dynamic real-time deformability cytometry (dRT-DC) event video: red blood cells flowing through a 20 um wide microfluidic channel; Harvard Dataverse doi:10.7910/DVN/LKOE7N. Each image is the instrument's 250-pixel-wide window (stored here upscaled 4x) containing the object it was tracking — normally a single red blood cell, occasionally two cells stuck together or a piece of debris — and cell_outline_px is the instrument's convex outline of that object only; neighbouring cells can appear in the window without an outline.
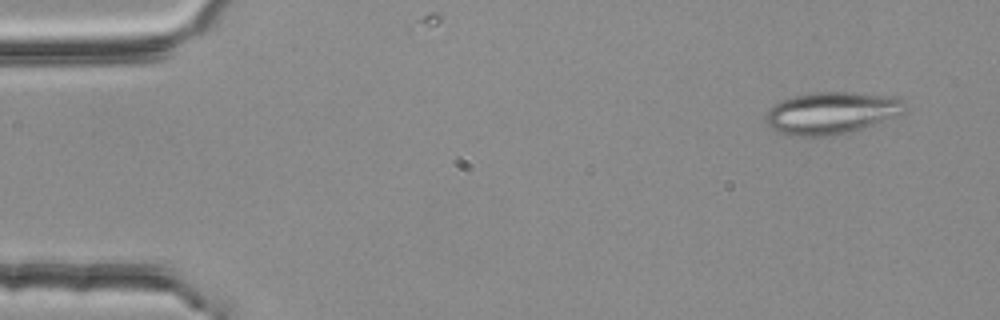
{"species": "common noctule bat (a hibernating species)", "species_latin": "Nyctalus noctula", "temperature_condition": "room temperature", "stored_images_in_passage": 3, "camera_frame_rate_fps": 3000, "um_per_image_px": 0.085, "animal": {"sex": "female", "body_mass_g": 25.1}, "frame": {"image": 1, "passage_image": 1, "time_ms": 0.0, "image_size_px": [1000, 320], "cell_outline_px": [[908, 112], [904, 116], [848, 136], [788, 136], [776, 132], [768, 124], [764, 116], [780, 100], [792, 96], [812, 92], [856, 92], [892, 96], [904, 100], [908, 108]], "centroid_in_image_um": [70.84, 9.64], "position_along_channel_um": 14.2, "area_um2": 35.95}}